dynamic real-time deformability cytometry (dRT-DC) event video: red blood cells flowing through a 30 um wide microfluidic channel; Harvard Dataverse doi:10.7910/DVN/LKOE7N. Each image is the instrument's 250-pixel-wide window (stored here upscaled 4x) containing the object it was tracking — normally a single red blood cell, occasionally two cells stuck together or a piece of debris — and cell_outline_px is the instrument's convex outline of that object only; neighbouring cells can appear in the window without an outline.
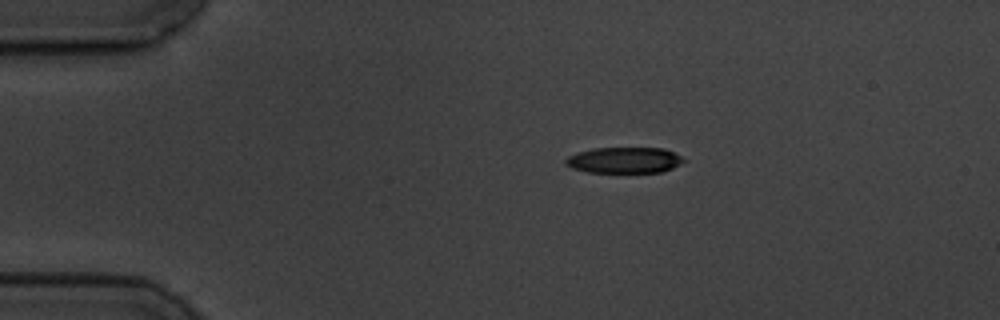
{"species": "common noctule bat (a hibernating species)", "species_latin": "Nyctalus noctula", "temperature_condition": "cold", "stored_images_in_passage": 8, "camera_frame_rate_fps": 3000, "um_per_image_px": 0.085, "animal": {"sex": "male", "body_mass_g": 19.5, "forearm_length_mm": 54.6}, "frame": {"image": 1, "passage_image": 1, "time_ms": 0.0, "image_size_px": [1000, 320], "cell_outline_px": [[688, 160], [664, 172], [588, 172], [572, 168], [564, 164], [564, 160], [568, 156], [580, 152], [596, 148], [664, 148]], "centroid_in_image_um": [53.08, 13.62], "position_along_channel_um": 31.9, "area_um2": 17.8}}
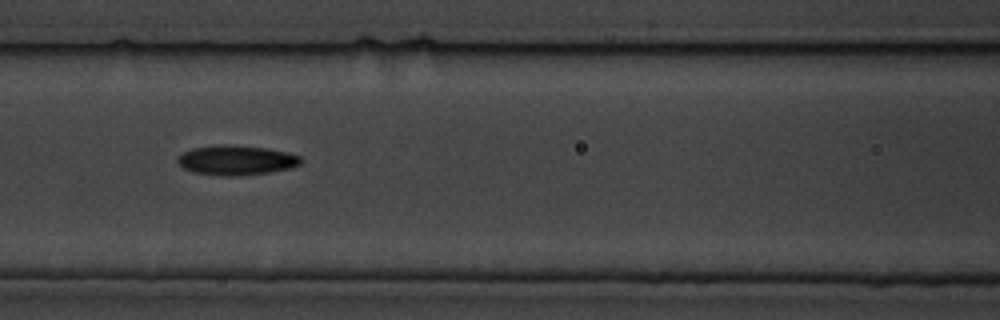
{"frame": {"image": 2, "passage_image": 5, "time_ms": 4.667, "image_size_px": [1000, 320], "cell_outline_px": [[304, 160], [300, 164], [288, 168], [268, 172], [236, 176], [220, 176], [196, 172], [184, 168], [176, 160], [184, 152], [192, 148], [220, 144], [232, 144], [264, 148], [288, 152], [300, 156]], "centroid_in_image_um": [20.1, 13.6], "position_along_channel_um": 146.5, "area_um2": 21.21}}
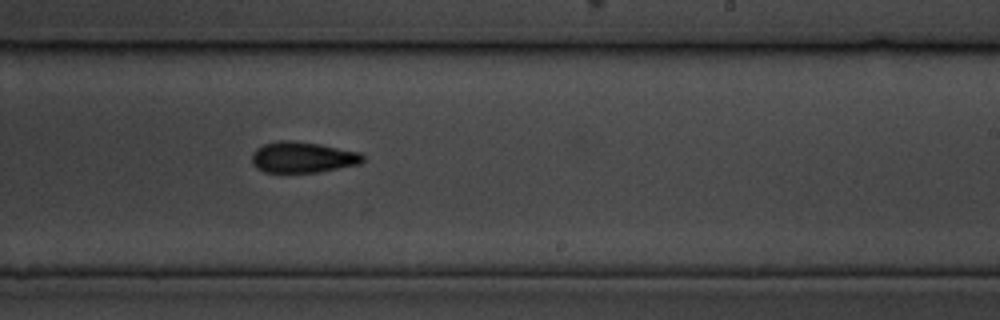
{"frame": {"image": 3, "passage_image": 8, "time_ms": 8.0, "image_size_px": [1000, 320], "cell_outline_px": [[364, 160], [360, 164], [316, 172], [264, 172], [256, 168], [252, 164], [252, 152], [256, 148], [264, 144], [276, 140], [288, 140], [320, 144], [360, 152], [364, 156]], "centroid_in_image_um": [25.7, 13.36], "position_along_channel_um": 263.3, "area_um2": 20.06}}